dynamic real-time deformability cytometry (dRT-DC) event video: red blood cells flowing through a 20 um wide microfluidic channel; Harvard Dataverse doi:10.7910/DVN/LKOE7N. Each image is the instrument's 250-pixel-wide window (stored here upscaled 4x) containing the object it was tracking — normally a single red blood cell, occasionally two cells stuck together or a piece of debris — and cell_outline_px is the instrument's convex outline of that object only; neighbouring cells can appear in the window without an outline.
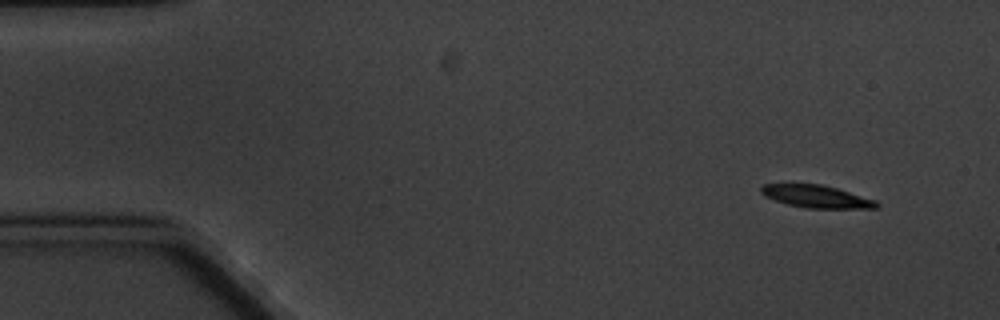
{"species": "common noctule bat (a hibernating species)", "species_latin": "Nyctalus noctula", "temperature_condition": "cold", "stored_images_in_passage": 7, "camera_frame_rate_fps": 3000, "um_per_image_px": 0.085, "animal": {"sex": "male", "body_mass_g": 20.1, "forearm_length_mm": 53.5}, "frame": {"image": 1, "passage_image": 1, "time_ms": 0.0, "image_size_px": [1000, 320], "cell_outline_px": [[880, 204], [876, 208], [804, 208], [788, 204], [764, 196], [760, 192], [760, 188], [764, 184], [820, 184], [836, 188], [876, 200]], "centroid_in_image_um": [69.39, 16.7], "position_along_channel_um": 15.6, "area_um2": 15.03}}
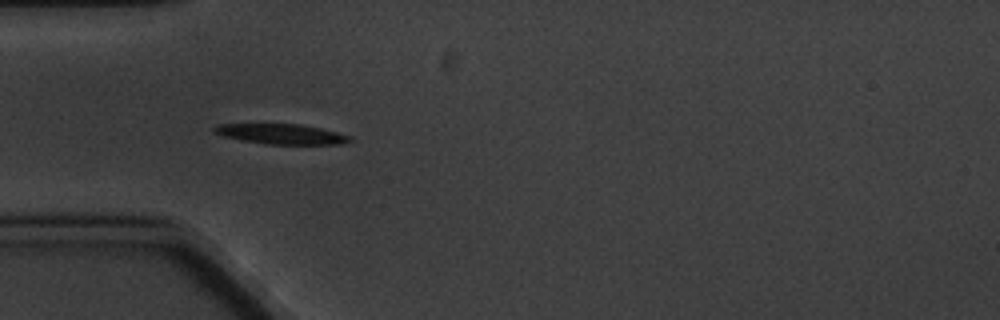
{"frame": {"image": 2, "passage_image": 5, "time_ms": 4.333, "image_size_px": [1000, 320], "cell_outline_px": [[352, 140], [340, 144], [264, 144], [224, 136], [216, 132], [212, 128], [216, 124], [300, 124], [320, 128], [352, 136]], "centroid_in_image_um": [23.94, 11.39], "position_along_channel_um": 61.1, "area_um2": 15.72}}
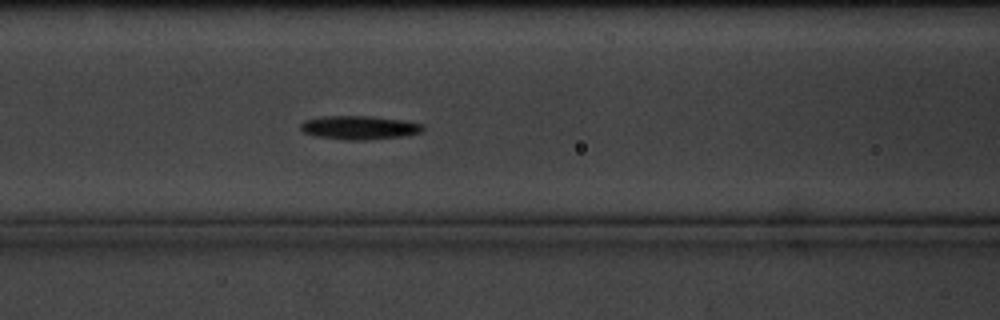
{"frame": {"image": 3, "passage_image": 7, "time_ms": 6.667, "image_size_px": [1000, 320], "cell_outline_px": [[424, 128], [420, 132], [400, 136], [364, 140], [344, 140], [316, 136], [304, 132], [300, 128], [300, 124], [304, 120], [320, 116], [372, 116], [404, 120], [424, 124]], "centroid_in_image_um": [30.51, 10.83], "position_along_channel_um": 136.1, "area_um2": 16.88}}